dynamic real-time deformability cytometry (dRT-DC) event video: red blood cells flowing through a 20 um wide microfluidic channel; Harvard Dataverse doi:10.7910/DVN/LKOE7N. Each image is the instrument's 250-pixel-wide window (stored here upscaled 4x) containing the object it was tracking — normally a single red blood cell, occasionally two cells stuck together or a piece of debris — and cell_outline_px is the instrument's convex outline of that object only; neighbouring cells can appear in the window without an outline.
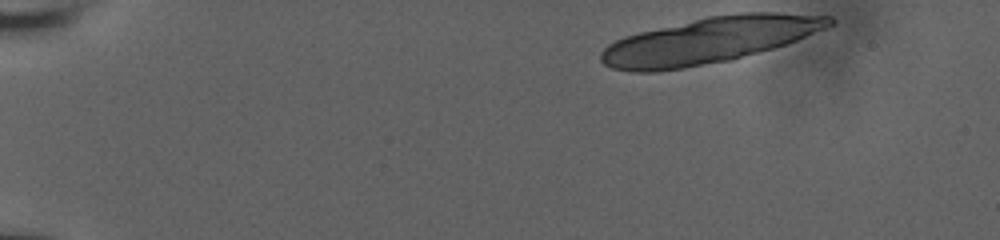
{"species": "human", "species_latin": "Homo sapiens", "temperature_condition": "room temperature", "stored_images_in_passage": 16, "camera_frame_rate_fps": 3000, "um_per_image_px": 0.085, "donor": {"sex": "male"}, "frame": {"image": 1, "passage_image": 1, "time_ms": 0.0, "image_size_px": [1000, 240], "cell_outline_px": [[836, 20], [832, 24], [824, 28], [796, 40], [772, 48], [732, 60], [684, 68], [656, 72], [632, 72], [612, 68], [604, 64], [600, 60], [600, 52], [608, 44], [624, 36], [640, 32], [708, 16], [736, 12], [780, 12], [832, 16]], "centroid_in_image_um": [60.27, 3.43], "position_along_channel_um": 24.7, "area_um2": 61.27}}